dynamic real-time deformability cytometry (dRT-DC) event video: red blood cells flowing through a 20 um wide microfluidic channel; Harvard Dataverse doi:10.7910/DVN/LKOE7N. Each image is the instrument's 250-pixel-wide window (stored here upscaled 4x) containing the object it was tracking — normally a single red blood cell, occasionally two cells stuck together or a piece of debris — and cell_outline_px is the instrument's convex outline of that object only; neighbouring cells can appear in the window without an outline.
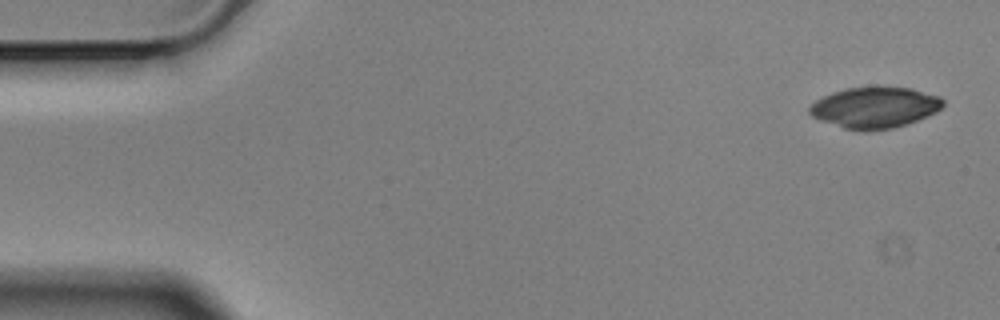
{"species": "Egyptian fruit bat (a non-hibernating species)", "species_latin": "Rousettus aegyptiacus", "temperature_condition": "cold", "stored_images_in_passage": 4, "camera_frame_rate_fps": 3000, "um_per_image_px": 0.085, "animal": {"sex": "male"}, "frame": {"image": 1, "passage_image": 1, "time_ms": 0.0, "image_size_px": [1000, 320], "cell_outline_px": [[944, 104], [936, 112], [928, 116], [892, 128], [868, 132], [844, 128], [820, 120], [812, 116], [808, 112], [808, 108], [816, 100], [832, 92], [844, 88], [912, 88], [940, 96], [944, 100]], "centroid_in_image_um": [74.35, 9.15], "position_along_channel_um": 10.6, "area_um2": 31.67}}